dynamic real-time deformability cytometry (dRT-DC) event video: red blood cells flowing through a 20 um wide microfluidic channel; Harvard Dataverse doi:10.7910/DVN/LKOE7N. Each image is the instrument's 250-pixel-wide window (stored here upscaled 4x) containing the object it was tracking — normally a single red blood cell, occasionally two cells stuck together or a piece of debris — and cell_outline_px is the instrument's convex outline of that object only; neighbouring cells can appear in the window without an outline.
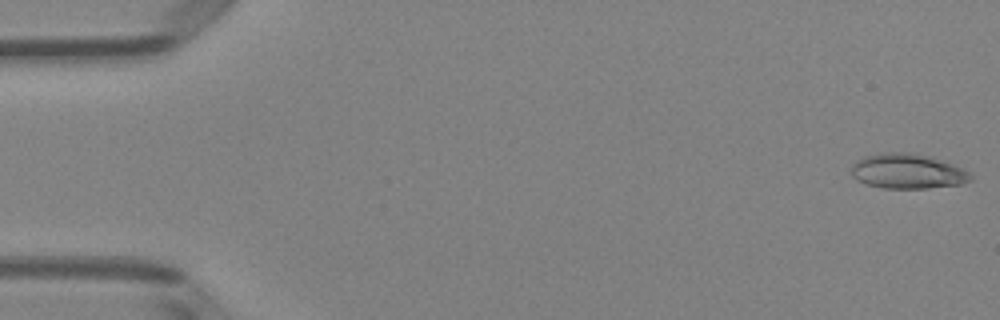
{"species": "Egyptian fruit bat (a non-hibernating species)", "species_latin": "Rousettus aegyptiacus", "temperature_condition": "room temperature", "stored_images_in_passage": 51, "camera_frame_rate_fps": 3000, "um_per_image_px": 0.085, "animal": {"sex": "female"}, "frame": {"image": 1, "passage_image": 1, "time_ms": 0.0, "image_size_px": [1000, 320], "cell_outline_px": [[972, 180], [964, 184], [928, 188], [880, 188], [856, 180], [852, 176], [852, 164], [856, 160], [864, 156], [880, 152], [908, 152], [932, 156], [952, 164], [968, 172], [972, 176]], "centroid_in_image_um": [77.13, 14.55], "position_along_channel_um": 7.9, "area_um2": 24.51}}
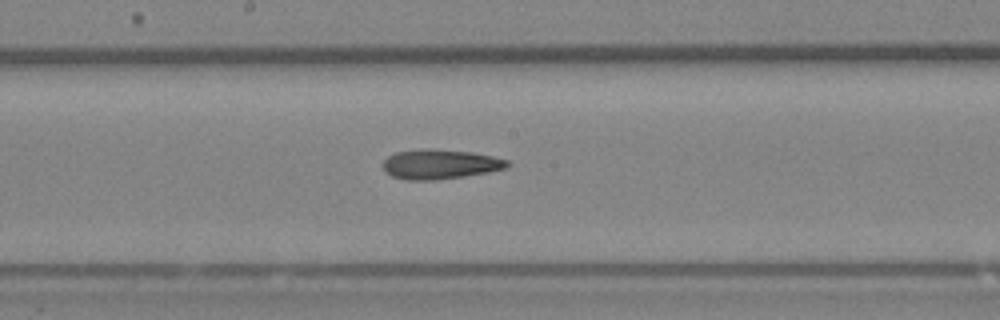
{"frame": {"image": 2, "passage_image": 27, "time_ms": 8.667, "image_size_px": [1000, 320], "cell_outline_px": [[512, 164], [508, 168], [488, 172], [464, 176], [436, 180], [404, 180], [392, 176], [384, 172], [384, 160], [388, 156], [396, 152], [424, 148], [428, 148], [472, 152], [492, 156], [508, 160]], "centroid_in_image_um": [37.42, 13.96], "position_along_channel_um": 210.8, "area_um2": 21.68}}
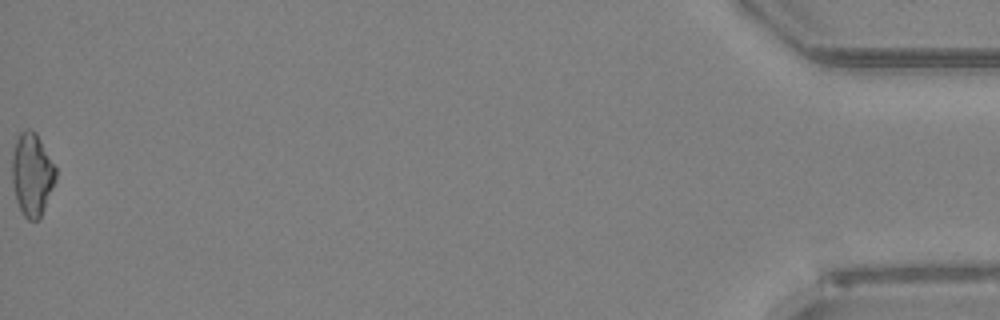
{"frame": {"image": 3, "passage_image": 51, "time_ms": 16.667, "image_size_px": [1000, 320], "cell_outline_px": [[56, 180], [44, 208], [40, 216], [36, 220], [28, 220], [24, 216], [16, 200], [12, 180], [12, 152], [16, 140], [20, 132], [24, 128], [32, 128], [36, 132], [56, 168]], "centroid_in_image_um": [2.71, 14.78], "position_along_channel_um": 432.5, "area_um2": 21.04}, "authors_computed_cell_mechanics": {"area_um2": 21.4438, "velocity_mm_per_s": 4.0268, "shape_relaxation_time_tau1_ms": 6.3238, "shape_relaxation_time_tau2_ms": 8.2838, "deformation_change_tau1": 0.1762, "deformation_change_tau2": 0.2281}}